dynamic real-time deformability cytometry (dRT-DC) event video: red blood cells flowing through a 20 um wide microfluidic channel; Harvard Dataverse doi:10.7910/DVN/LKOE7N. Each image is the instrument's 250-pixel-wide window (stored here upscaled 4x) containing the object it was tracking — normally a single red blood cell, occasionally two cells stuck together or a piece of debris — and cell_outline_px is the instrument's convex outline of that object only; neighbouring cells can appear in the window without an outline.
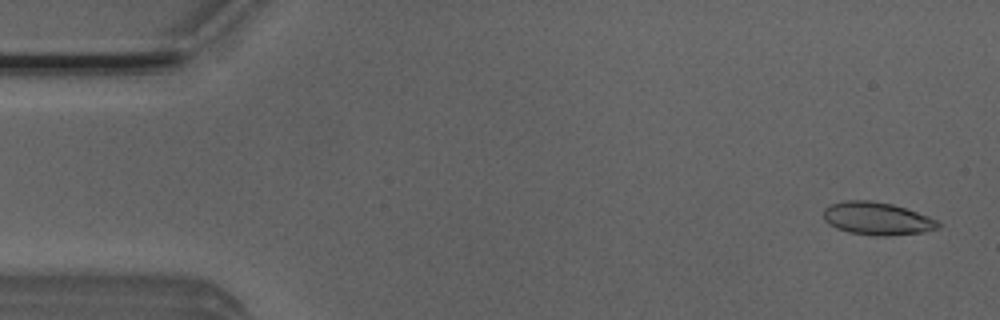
{"species": "Egyptian fruit bat (a non-hibernating species)", "species_latin": "Rousettus aegyptiacus", "temperature_condition": "room temperature", "stored_images_in_passage": 13, "camera_frame_rate_fps": 3000, "um_per_image_px": 0.085, "animal": {"sex": "male"}, "frame": {"image": 1, "passage_image": 2, "time_ms": 0.333, "image_size_px": [1000, 320], "cell_outline_px": [[944, 224], [940, 228], [924, 232], [888, 236], [872, 236], [848, 232], [836, 228], [828, 224], [824, 220], [824, 208], [832, 204], [844, 200], [872, 200], [892, 204], [928, 216]], "centroid_in_image_um": [74.56, 18.59], "position_along_channel_um": 10.4, "area_um2": 22.14}}